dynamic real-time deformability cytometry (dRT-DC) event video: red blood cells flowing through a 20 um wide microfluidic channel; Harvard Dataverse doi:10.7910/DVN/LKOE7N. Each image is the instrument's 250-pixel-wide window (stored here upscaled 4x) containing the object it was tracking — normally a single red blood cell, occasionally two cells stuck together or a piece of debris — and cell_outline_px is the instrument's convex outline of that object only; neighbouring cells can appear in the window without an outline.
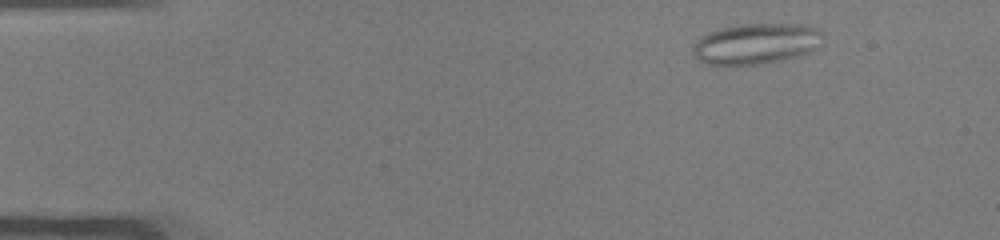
{"species": "common noctule bat (a hibernating species)", "species_latin": "Nyctalus noctula", "temperature_condition": "warm", "stored_images_in_passage": 45, "camera_frame_rate_fps": 3000, "um_per_image_px": 0.085, "animal": {"sex": "male", "body_mass_g": 19.0, "forearm_length_mm": 50.8}, "frame": {"image": 1, "passage_image": 1, "time_ms": 0.0, "image_size_px": [1000, 240], "cell_outline_px": [[824, 44], [808, 52], [796, 56], [780, 60], [760, 64], [704, 64], [692, 56], [692, 48], [708, 32], [716, 28], [736, 24], [804, 24], [820, 28], [824, 32]], "centroid_in_image_um": [64.32, 3.69], "position_along_channel_um": 20.7, "area_um2": 31.21}}
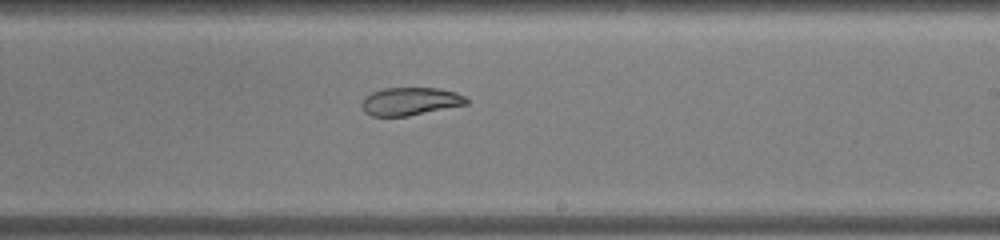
{"frame": {"image": 2, "passage_image": 25, "time_ms": 8.0, "image_size_px": [1000, 240], "cell_outline_px": [[468, 104], [408, 116], [372, 116], [364, 112], [360, 104], [364, 96], [372, 92], [384, 88], [440, 88], [456, 92], [464, 96], [468, 100]], "centroid_in_image_um": [34.84, 8.61], "position_along_channel_um": 254.2, "area_um2": 17.17}}
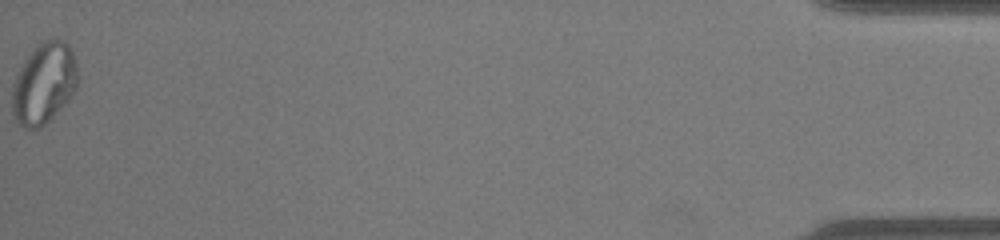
{"frame": {"image": 3, "passage_image": 45, "time_ms": 14.667, "image_size_px": [1000, 240], "cell_outline_px": [[80, 80], [76, 88], [56, 112], [40, 128], [24, 128], [12, 116], [12, 84], [24, 60], [40, 40], [52, 36], [64, 40], [68, 44], [72, 52], [76, 64]], "centroid_in_image_um": [3.73, 7.02], "position_along_channel_um": 431.5, "area_um2": 31.15}, "authors_computed_cell_mechanics": {"area_um2": 23.8714, "velocity_mm_per_s": 4.0559, "shape_relaxation_time_tau1_ms": null, "shape_relaxation_time_tau2_ms": 3.1052, "deformation_change_tau1": null, "deformation_change_tau2": 0.0939}}